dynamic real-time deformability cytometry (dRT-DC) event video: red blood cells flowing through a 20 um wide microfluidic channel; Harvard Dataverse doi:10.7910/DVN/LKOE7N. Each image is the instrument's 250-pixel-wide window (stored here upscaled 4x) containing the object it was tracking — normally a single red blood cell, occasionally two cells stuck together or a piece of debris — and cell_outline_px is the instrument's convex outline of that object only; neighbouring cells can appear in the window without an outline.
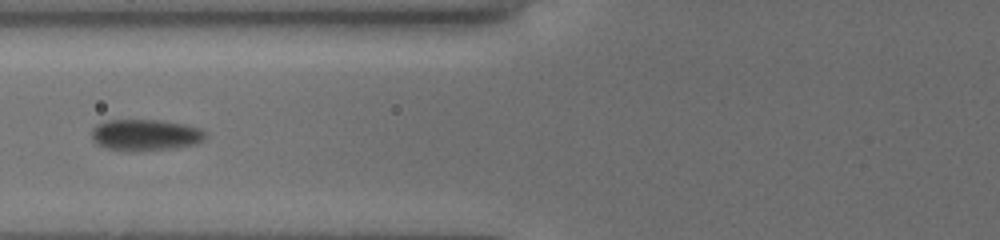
{"species": "common noctule bat (a hibernating species)", "species_latin": "Nyctalus noctula", "temperature_condition": "cold", "stored_images_in_passage": 21, "camera_frame_rate_fps": 3000, "um_per_image_px": 0.085, "animal": {"sex": "female", "body_mass_g": 19.5, "forearm_length_mm": 54.1}, "frame": {"image": 1, "passage_image": 4, "time_ms": 1.667, "image_size_px": [1000, 240], "cell_outline_px": [[208, 136], [196, 144], [176, 148], [108, 148], [96, 144], [92, 140], [92, 128], [96, 124], [108, 120], [160, 120], [184, 124], [200, 128]], "centroid_in_image_um": [12.38, 11.42], "position_along_channel_um": 113.4, "area_um2": 20.06}}
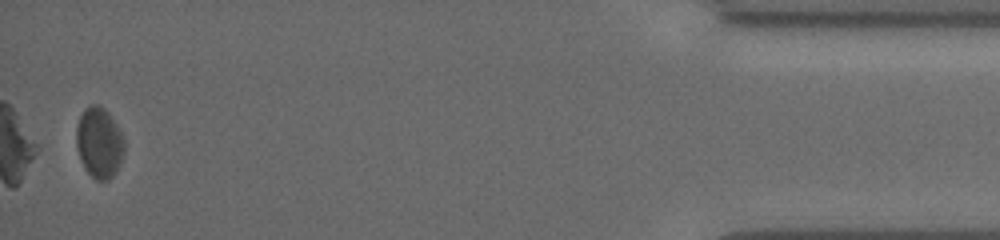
{"frame": {"image": 2, "passage_image": 21, "time_ms": 11.667, "image_size_px": [1000, 240], "cell_outline_px": [[124, 152], [120, 164], [116, 172], [108, 180], [96, 180], [84, 168], [80, 160], [76, 148], [76, 128], [80, 116], [84, 108], [92, 104], [96, 104], [104, 108], [108, 112], [116, 124], [124, 140]], "centroid_in_image_um": [8.42, 12.13], "position_along_channel_um": 426.8, "area_um2": 19.83}, "authors_computed_cell_mechanics": {"area_um2": 20.0566, "velocity_mm_per_s": 3.8206, "shape_relaxation_time_tau1_ms": 1.0715, "shape_relaxation_time_tau2_ms": null, "deformation_change_tau1": 0.0431, "deformation_change_tau2": null}}